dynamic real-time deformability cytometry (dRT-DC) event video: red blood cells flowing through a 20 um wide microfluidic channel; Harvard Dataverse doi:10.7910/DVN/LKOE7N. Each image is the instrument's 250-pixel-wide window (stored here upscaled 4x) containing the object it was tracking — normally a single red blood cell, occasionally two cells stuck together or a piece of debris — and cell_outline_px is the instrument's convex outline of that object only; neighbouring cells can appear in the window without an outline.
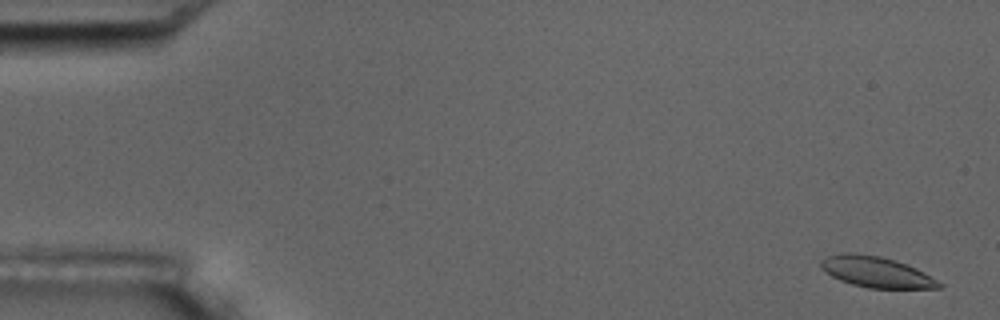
{"species": "common noctule bat (a hibernating species)", "species_latin": "Nyctalus noctula", "temperature_condition": "room temperature", "stored_images_in_passage": 5, "camera_frame_rate_fps": 3000, "um_per_image_px": 0.085, "animal": {"sex": "male", "body_mass_g": 17.5, "forearm_length_mm": 52.3}, "frame": {"image": 1, "passage_image": 1, "time_ms": 0.0, "image_size_px": [1000, 320], "cell_outline_px": [[944, 284], [940, 288], [868, 288], [852, 284], [840, 280], [832, 276], [820, 264], [820, 260], [828, 256], [840, 252], [852, 252], [880, 256], [896, 260], [916, 268]], "centroid_in_image_um": [74.49, 23.11], "position_along_channel_um": 10.5, "area_um2": 21.1}}
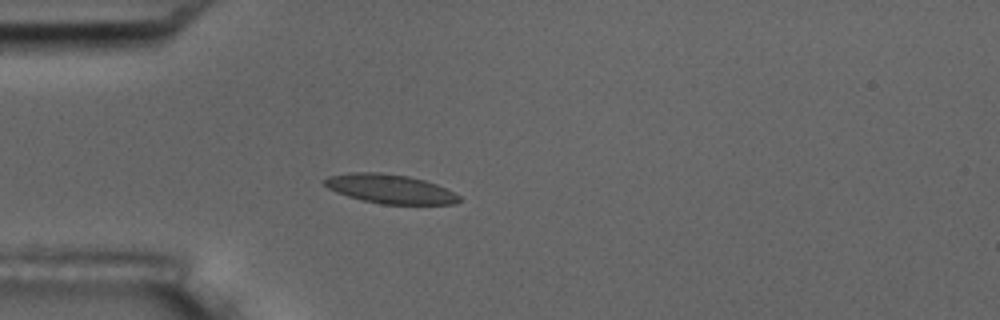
{"frame": {"image": 2, "passage_image": 5, "time_ms": 4.667, "image_size_px": [1000, 320], "cell_outline_px": [[460, 200], [456, 204], [384, 204], [364, 200], [348, 196], [336, 192], [328, 188], [320, 180], [328, 176], [348, 172], [380, 172], [408, 176], [424, 180], [436, 184], [460, 196]], "centroid_in_image_um": [33.11, 16.04], "position_along_channel_um": 51.9, "area_um2": 22.77}}